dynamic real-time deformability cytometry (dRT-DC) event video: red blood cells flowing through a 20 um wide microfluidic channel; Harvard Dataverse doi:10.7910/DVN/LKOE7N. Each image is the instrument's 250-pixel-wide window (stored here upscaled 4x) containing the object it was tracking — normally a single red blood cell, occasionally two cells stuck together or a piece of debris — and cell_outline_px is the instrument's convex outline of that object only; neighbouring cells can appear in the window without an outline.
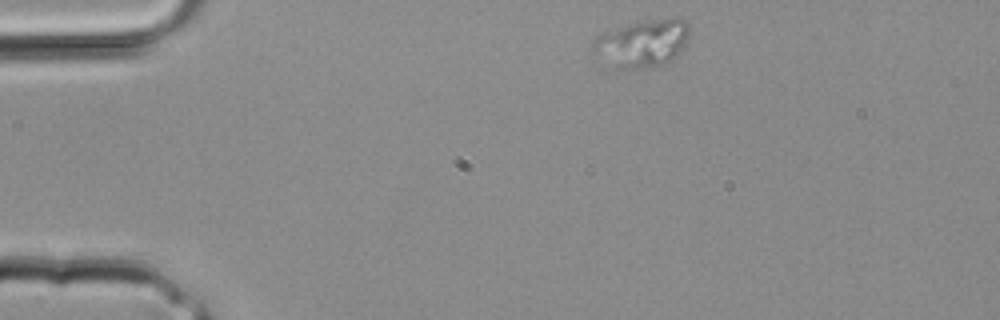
{"species": "common noctule bat (a hibernating species)", "species_latin": "Nyctalus noctula", "temperature_condition": "room temperature", "stored_images_in_passage": 29, "camera_frame_rate_fps": 3000, "um_per_image_px": 0.085, "animal": {"sex": "male", "body_mass_g": 20.4}, "frame": {"image": 1, "passage_image": 1, "time_ms": 0.0, "image_size_px": [1000, 320], "cell_outline_px": [[692, 28], [684, 44], [668, 60], [660, 64], [640, 68], [616, 68], [592, 48], [592, 40], [596, 36], [604, 32], [644, 20], [676, 16], [688, 20]], "centroid_in_image_um": [54.65, 3.6], "position_along_channel_um": 30.4, "area_um2": 26.07}}
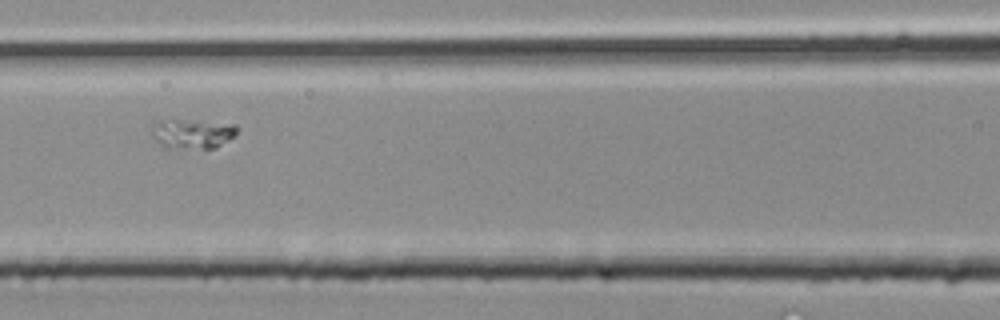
{"frame": {"image": 2, "passage_image": 10, "time_ms": 3.0, "image_size_px": [1000, 320], "cell_outline_px": [[240, 128], [232, 136], [216, 148], [184, 148], [160, 144], [152, 136], [152, 124], [160, 120], [196, 120], [236, 124]], "centroid_in_image_um": [16.38, 11.33], "position_along_channel_um": 150.2, "area_um2": 14.51}}
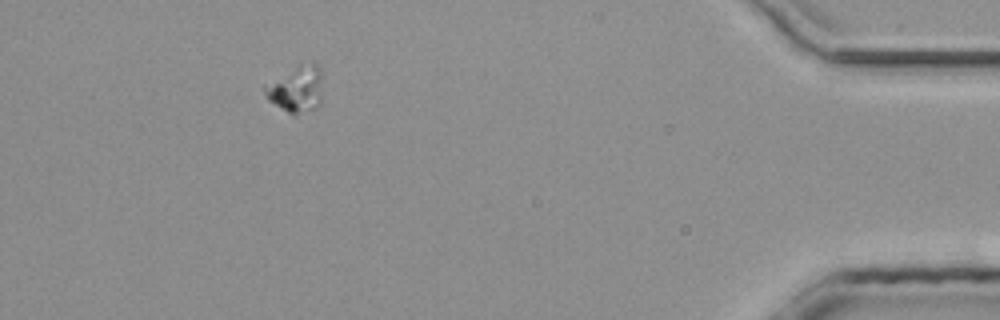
{"frame": {"image": 3, "passage_image": 26, "time_ms": 8.333, "image_size_px": [1000, 320], "cell_outline_px": [[320, 104], [316, 108], [296, 116], [288, 112], [268, 100], [264, 92], [264, 84], [300, 64], [312, 60], [320, 68]], "centroid_in_image_um": [25.17, 7.56], "position_along_channel_um": 410.0, "area_um2": 15.61}}